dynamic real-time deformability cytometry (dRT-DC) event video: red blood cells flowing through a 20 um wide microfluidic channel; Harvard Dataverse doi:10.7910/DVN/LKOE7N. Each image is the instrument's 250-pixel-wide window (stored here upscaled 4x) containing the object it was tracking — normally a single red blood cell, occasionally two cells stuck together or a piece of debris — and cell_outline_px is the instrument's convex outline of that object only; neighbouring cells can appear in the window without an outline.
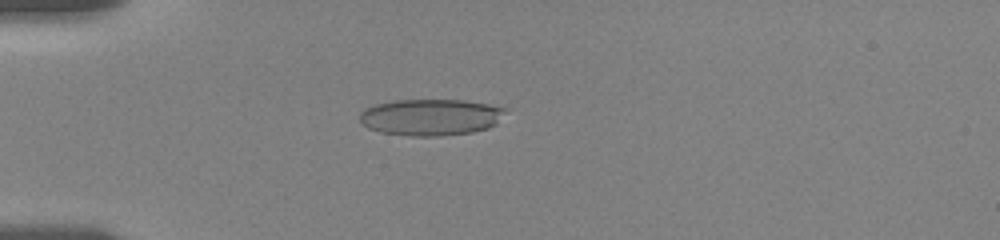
{"species": "human", "species_latin": "Homo sapiens", "temperature_condition": "room temperature", "stored_images_in_passage": 39, "camera_frame_rate_fps": 3000, "um_per_image_px": 0.085, "donor": {"sex": "female"}, "frame": {"image": 1, "passage_image": 1, "time_ms": 0.0, "image_size_px": [1000, 240], "cell_outline_px": [[508, 108], [496, 124], [488, 128], [472, 132], [436, 136], [412, 136], [380, 132], [368, 128], [360, 120], [360, 112], [376, 104], [396, 100], [464, 100], [488, 104]], "centroid_in_image_um": [36.63, 9.96], "position_along_channel_um": 48.4, "area_um2": 30.87}}
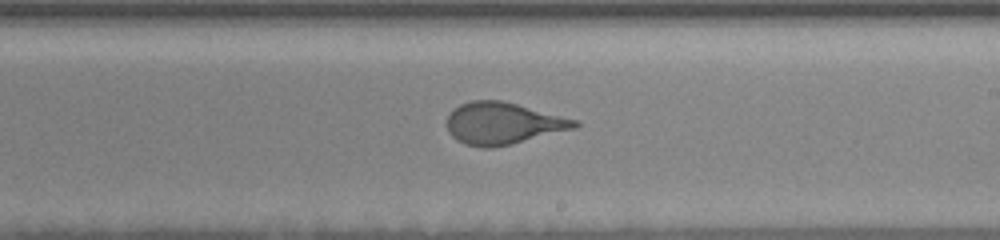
{"frame": {"image": 2, "passage_image": 18, "time_ms": 6.0, "image_size_px": [1000, 240], "cell_outline_px": [[580, 124], [572, 128], [512, 144], [492, 148], [484, 148], [464, 144], [456, 140], [448, 132], [448, 116], [460, 104], [472, 100], [504, 100], [576, 120]], "centroid_in_image_um": [42.7, 10.49], "position_along_channel_um": 246.3, "area_um2": 30.81}}
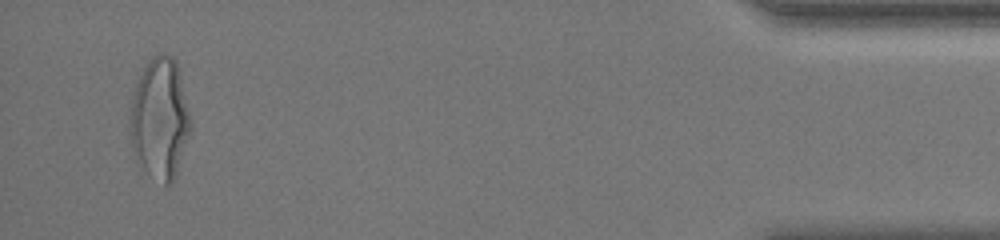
{"frame": {"image": 3, "passage_image": 37, "time_ms": 12.667, "image_size_px": [1000, 240], "cell_outline_px": [[192, 132], [176, 176], [168, 184], [164, 184], [148, 172], [136, 160], [132, 144], [132, 96], [140, 76], [148, 60], [156, 52], [160, 52], [172, 56], [176, 60], [192, 124]], "centroid_in_image_um": [13.64, 10.07], "position_along_channel_um": 421.6, "area_um2": 42.25}, "authors_computed_cell_mechanics": {"area_um2": 31.501, "velocity_mm_per_s": 3.6374, "shape_relaxation_time_tau1_ms": 3.2698, "shape_relaxation_time_tau2_ms": null, "deformation_change_tau1": 0.176, "deformation_change_tau2": null}}